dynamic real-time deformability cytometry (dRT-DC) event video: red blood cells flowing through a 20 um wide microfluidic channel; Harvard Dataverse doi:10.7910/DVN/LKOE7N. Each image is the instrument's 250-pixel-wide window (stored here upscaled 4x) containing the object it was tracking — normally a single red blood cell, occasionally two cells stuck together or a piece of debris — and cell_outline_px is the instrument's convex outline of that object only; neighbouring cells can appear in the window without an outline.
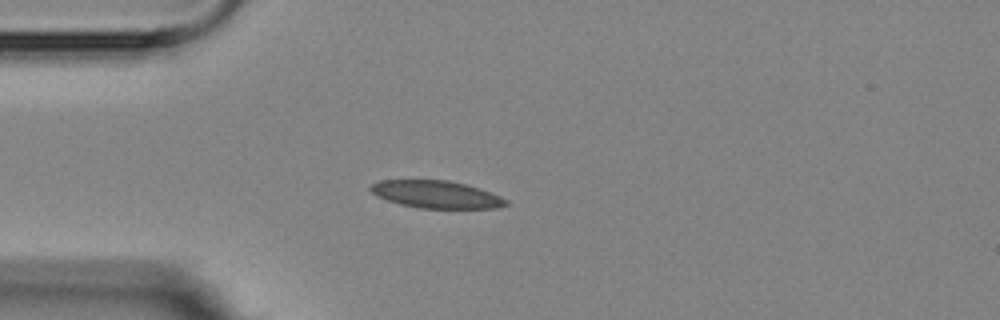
{"species": "Egyptian fruit bat (a non-hibernating species)", "species_latin": "Rousettus aegyptiacus", "temperature_condition": "room temperature", "stored_images_in_passage": 3, "camera_frame_rate_fps": 3000, "um_per_image_px": 0.085, "animal": {"sex": "female"}, "frame": {"image": 1, "passage_image": 3, "time_ms": 3.0, "image_size_px": [1000, 320], "cell_outline_px": [[508, 204], [496, 208], [420, 208], [400, 204], [376, 196], [368, 188], [372, 184], [380, 180], [448, 180], [464, 184], [500, 196], [508, 200]], "centroid_in_image_um": [37.04, 16.52], "position_along_channel_um": 48.0, "area_um2": 21.39}}